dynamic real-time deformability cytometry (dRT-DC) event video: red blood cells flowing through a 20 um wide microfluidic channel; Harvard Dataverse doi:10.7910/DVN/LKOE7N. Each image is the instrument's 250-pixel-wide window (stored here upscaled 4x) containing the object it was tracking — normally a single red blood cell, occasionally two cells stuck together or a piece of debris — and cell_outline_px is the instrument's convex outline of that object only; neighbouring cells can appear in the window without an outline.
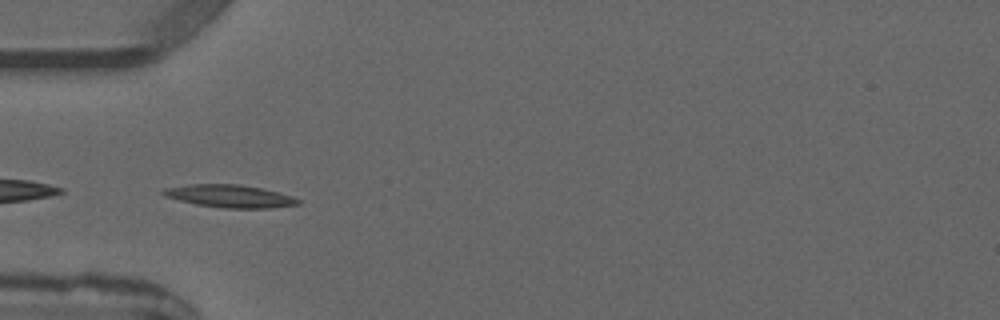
{"species": "common noctule bat (a hibernating species)", "species_latin": "Nyctalus noctula", "temperature_condition": "warm", "stored_images_in_passage": 5, "camera_frame_rate_fps": 3000, "um_per_image_px": 0.085, "animal": {"sex": "male", "forearm_length_mm": 52.5}, "frame": {"image": 1, "passage_image": 4, "time_ms": 4.667, "image_size_px": [1000, 320], "cell_outline_px": [[300, 204], [272, 208], [224, 208], [196, 204], [164, 196], [160, 192], [164, 188], [192, 184], [240, 184], [260, 188], [292, 196], [300, 200]], "centroid_in_image_um": [19.53, 16.67], "position_along_channel_um": 65.5, "area_um2": 17.69}}
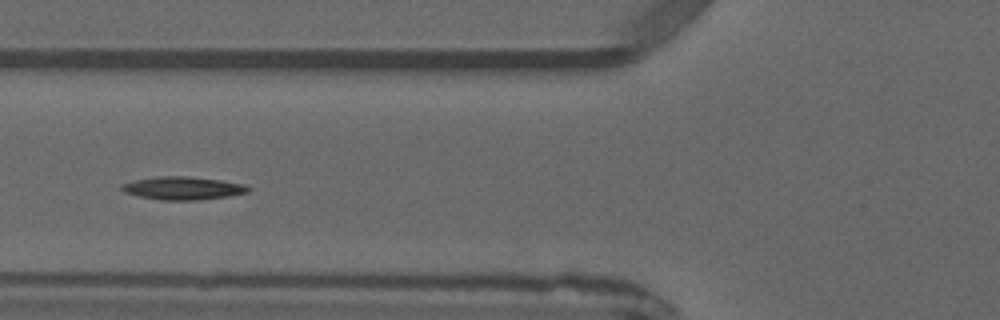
{"frame": {"image": 2, "passage_image": 5, "time_ms": 5.667, "image_size_px": [1000, 320], "cell_outline_px": [[252, 188], [248, 192], [228, 196], [196, 200], [160, 200], [140, 196], [124, 192], [120, 188], [120, 184], [136, 180], [156, 176], [188, 176], [220, 180], [244, 184]], "centroid_in_image_um": [15.54, 15.99], "position_along_channel_um": 110.3, "area_um2": 16.94}}